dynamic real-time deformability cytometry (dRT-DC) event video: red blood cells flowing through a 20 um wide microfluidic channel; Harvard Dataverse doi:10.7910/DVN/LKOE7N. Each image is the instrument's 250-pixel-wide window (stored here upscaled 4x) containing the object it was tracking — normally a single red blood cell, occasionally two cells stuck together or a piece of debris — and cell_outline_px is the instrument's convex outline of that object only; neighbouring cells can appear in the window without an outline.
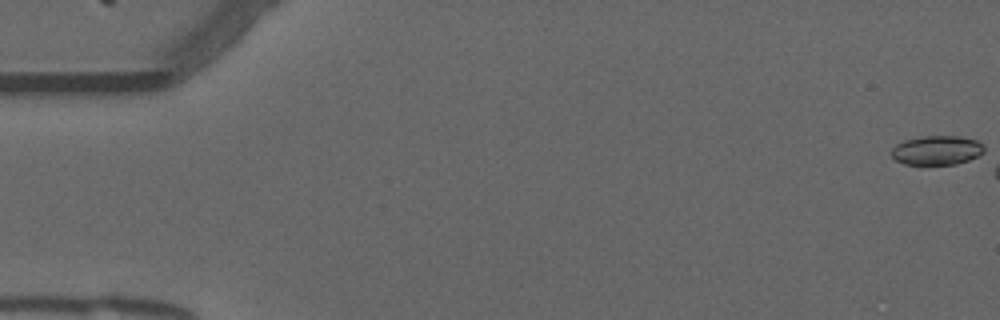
{"species": "common noctule bat (a hibernating species)", "species_latin": "Nyctalus noctula", "temperature_condition": "warm", "stored_images_in_passage": 6, "camera_frame_rate_fps": 3000, "um_per_image_px": 0.085, "animal": {"sex": "male", "forearm_length_mm": 52.5}, "frame": {"image": 1, "passage_image": 1, "time_ms": 0.0, "image_size_px": [1000, 320], "cell_outline_px": [[984, 152], [968, 160], [956, 164], [904, 164], [896, 160], [892, 156], [892, 148], [896, 144], [904, 140], [920, 136], [960, 136], [976, 140], [984, 144]], "centroid_in_image_um": [79.63, 12.76], "position_along_channel_um": 5.4, "area_um2": 15.78}}